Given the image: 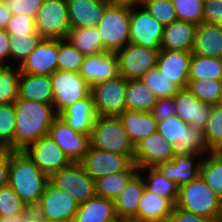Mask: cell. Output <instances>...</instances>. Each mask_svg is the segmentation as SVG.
Listing matches in <instances>:
<instances>
[{
	"label": "cell",
	"instance_id": "obj_24",
	"mask_svg": "<svg viewBox=\"0 0 222 222\" xmlns=\"http://www.w3.org/2000/svg\"><path fill=\"white\" fill-rule=\"evenodd\" d=\"M58 116L76 132L91 136L94 122L98 116L92 94L75 102Z\"/></svg>",
	"mask_w": 222,
	"mask_h": 222
},
{
	"label": "cell",
	"instance_id": "obj_50",
	"mask_svg": "<svg viewBox=\"0 0 222 222\" xmlns=\"http://www.w3.org/2000/svg\"><path fill=\"white\" fill-rule=\"evenodd\" d=\"M150 113L157 121H163L164 119L175 115L176 105L174 98L157 99Z\"/></svg>",
	"mask_w": 222,
	"mask_h": 222
},
{
	"label": "cell",
	"instance_id": "obj_59",
	"mask_svg": "<svg viewBox=\"0 0 222 222\" xmlns=\"http://www.w3.org/2000/svg\"><path fill=\"white\" fill-rule=\"evenodd\" d=\"M108 222H123V220L117 217L115 220H110Z\"/></svg>",
	"mask_w": 222,
	"mask_h": 222
},
{
	"label": "cell",
	"instance_id": "obj_12",
	"mask_svg": "<svg viewBox=\"0 0 222 222\" xmlns=\"http://www.w3.org/2000/svg\"><path fill=\"white\" fill-rule=\"evenodd\" d=\"M80 163L93 179L117 172L138 171V167L129 156L100 150L92 145Z\"/></svg>",
	"mask_w": 222,
	"mask_h": 222
},
{
	"label": "cell",
	"instance_id": "obj_13",
	"mask_svg": "<svg viewBox=\"0 0 222 222\" xmlns=\"http://www.w3.org/2000/svg\"><path fill=\"white\" fill-rule=\"evenodd\" d=\"M163 28L164 26L153 18L145 8L131 7L130 43L160 49Z\"/></svg>",
	"mask_w": 222,
	"mask_h": 222
},
{
	"label": "cell",
	"instance_id": "obj_2",
	"mask_svg": "<svg viewBox=\"0 0 222 222\" xmlns=\"http://www.w3.org/2000/svg\"><path fill=\"white\" fill-rule=\"evenodd\" d=\"M49 177L24 151L11 150L8 185L27 204L39 203Z\"/></svg>",
	"mask_w": 222,
	"mask_h": 222
},
{
	"label": "cell",
	"instance_id": "obj_56",
	"mask_svg": "<svg viewBox=\"0 0 222 222\" xmlns=\"http://www.w3.org/2000/svg\"><path fill=\"white\" fill-rule=\"evenodd\" d=\"M11 17L12 12L5 6L3 0H0V29H6Z\"/></svg>",
	"mask_w": 222,
	"mask_h": 222
},
{
	"label": "cell",
	"instance_id": "obj_26",
	"mask_svg": "<svg viewBox=\"0 0 222 222\" xmlns=\"http://www.w3.org/2000/svg\"><path fill=\"white\" fill-rule=\"evenodd\" d=\"M174 205L158 194L145 188L136 216L132 222H168Z\"/></svg>",
	"mask_w": 222,
	"mask_h": 222
},
{
	"label": "cell",
	"instance_id": "obj_9",
	"mask_svg": "<svg viewBox=\"0 0 222 222\" xmlns=\"http://www.w3.org/2000/svg\"><path fill=\"white\" fill-rule=\"evenodd\" d=\"M49 181L58 189L69 193L79 204L96 195L95 179L86 172L80 162H72L54 173Z\"/></svg>",
	"mask_w": 222,
	"mask_h": 222
},
{
	"label": "cell",
	"instance_id": "obj_19",
	"mask_svg": "<svg viewBox=\"0 0 222 222\" xmlns=\"http://www.w3.org/2000/svg\"><path fill=\"white\" fill-rule=\"evenodd\" d=\"M192 52L160 50L156 68L180 89H186L189 82V63Z\"/></svg>",
	"mask_w": 222,
	"mask_h": 222
},
{
	"label": "cell",
	"instance_id": "obj_21",
	"mask_svg": "<svg viewBox=\"0 0 222 222\" xmlns=\"http://www.w3.org/2000/svg\"><path fill=\"white\" fill-rule=\"evenodd\" d=\"M173 98L176 105L175 115L190 126L203 131L212 105L201 102L187 88L181 89Z\"/></svg>",
	"mask_w": 222,
	"mask_h": 222
},
{
	"label": "cell",
	"instance_id": "obj_3",
	"mask_svg": "<svg viewBox=\"0 0 222 222\" xmlns=\"http://www.w3.org/2000/svg\"><path fill=\"white\" fill-rule=\"evenodd\" d=\"M175 206L219 222L221 199L204 182L200 175L179 188L178 200Z\"/></svg>",
	"mask_w": 222,
	"mask_h": 222
},
{
	"label": "cell",
	"instance_id": "obj_27",
	"mask_svg": "<svg viewBox=\"0 0 222 222\" xmlns=\"http://www.w3.org/2000/svg\"><path fill=\"white\" fill-rule=\"evenodd\" d=\"M18 99L53 106V86L50 76L21 73L18 82Z\"/></svg>",
	"mask_w": 222,
	"mask_h": 222
},
{
	"label": "cell",
	"instance_id": "obj_22",
	"mask_svg": "<svg viewBox=\"0 0 222 222\" xmlns=\"http://www.w3.org/2000/svg\"><path fill=\"white\" fill-rule=\"evenodd\" d=\"M79 73L90 86L115 78L119 75L116 53L103 52L85 56Z\"/></svg>",
	"mask_w": 222,
	"mask_h": 222
},
{
	"label": "cell",
	"instance_id": "obj_49",
	"mask_svg": "<svg viewBox=\"0 0 222 222\" xmlns=\"http://www.w3.org/2000/svg\"><path fill=\"white\" fill-rule=\"evenodd\" d=\"M5 6L14 15H29L36 17L44 0H3Z\"/></svg>",
	"mask_w": 222,
	"mask_h": 222
},
{
	"label": "cell",
	"instance_id": "obj_55",
	"mask_svg": "<svg viewBox=\"0 0 222 222\" xmlns=\"http://www.w3.org/2000/svg\"><path fill=\"white\" fill-rule=\"evenodd\" d=\"M8 38L9 33L5 29H0V65H11L10 62H7V59H10Z\"/></svg>",
	"mask_w": 222,
	"mask_h": 222
},
{
	"label": "cell",
	"instance_id": "obj_28",
	"mask_svg": "<svg viewBox=\"0 0 222 222\" xmlns=\"http://www.w3.org/2000/svg\"><path fill=\"white\" fill-rule=\"evenodd\" d=\"M145 188L142 173L138 172L114 200L115 211L118 218L123 221H131L136 216L139 202Z\"/></svg>",
	"mask_w": 222,
	"mask_h": 222
},
{
	"label": "cell",
	"instance_id": "obj_30",
	"mask_svg": "<svg viewBox=\"0 0 222 222\" xmlns=\"http://www.w3.org/2000/svg\"><path fill=\"white\" fill-rule=\"evenodd\" d=\"M130 142L135 146L140 140L157 131V120L150 112L125 110L118 116Z\"/></svg>",
	"mask_w": 222,
	"mask_h": 222
},
{
	"label": "cell",
	"instance_id": "obj_45",
	"mask_svg": "<svg viewBox=\"0 0 222 222\" xmlns=\"http://www.w3.org/2000/svg\"><path fill=\"white\" fill-rule=\"evenodd\" d=\"M177 20L199 25L203 22L204 0H171Z\"/></svg>",
	"mask_w": 222,
	"mask_h": 222
},
{
	"label": "cell",
	"instance_id": "obj_31",
	"mask_svg": "<svg viewBox=\"0 0 222 222\" xmlns=\"http://www.w3.org/2000/svg\"><path fill=\"white\" fill-rule=\"evenodd\" d=\"M116 218L114 200L95 195L79 204L72 222H108Z\"/></svg>",
	"mask_w": 222,
	"mask_h": 222
},
{
	"label": "cell",
	"instance_id": "obj_5",
	"mask_svg": "<svg viewBox=\"0 0 222 222\" xmlns=\"http://www.w3.org/2000/svg\"><path fill=\"white\" fill-rule=\"evenodd\" d=\"M157 131L174 145V155L206 154L202 131L190 126L176 115L157 121Z\"/></svg>",
	"mask_w": 222,
	"mask_h": 222
},
{
	"label": "cell",
	"instance_id": "obj_46",
	"mask_svg": "<svg viewBox=\"0 0 222 222\" xmlns=\"http://www.w3.org/2000/svg\"><path fill=\"white\" fill-rule=\"evenodd\" d=\"M26 206L10 185L0 188V217L22 214Z\"/></svg>",
	"mask_w": 222,
	"mask_h": 222
},
{
	"label": "cell",
	"instance_id": "obj_14",
	"mask_svg": "<svg viewBox=\"0 0 222 222\" xmlns=\"http://www.w3.org/2000/svg\"><path fill=\"white\" fill-rule=\"evenodd\" d=\"M49 178L72 162L49 136H43L23 150Z\"/></svg>",
	"mask_w": 222,
	"mask_h": 222
},
{
	"label": "cell",
	"instance_id": "obj_37",
	"mask_svg": "<svg viewBox=\"0 0 222 222\" xmlns=\"http://www.w3.org/2000/svg\"><path fill=\"white\" fill-rule=\"evenodd\" d=\"M189 79L222 80V59L192 54Z\"/></svg>",
	"mask_w": 222,
	"mask_h": 222
},
{
	"label": "cell",
	"instance_id": "obj_17",
	"mask_svg": "<svg viewBox=\"0 0 222 222\" xmlns=\"http://www.w3.org/2000/svg\"><path fill=\"white\" fill-rule=\"evenodd\" d=\"M173 147L174 145L156 131L134 146L133 162L138 169L170 162L175 157Z\"/></svg>",
	"mask_w": 222,
	"mask_h": 222
},
{
	"label": "cell",
	"instance_id": "obj_60",
	"mask_svg": "<svg viewBox=\"0 0 222 222\" xmlns=\"http://www.w3.org/2000/svg\"><path fill=\"white\" fill-rule=\"evenodd\" d=\"M221 29H222V19H219V21L216 23Z\"/></svg>",
	"mask_w": 222,
	"mask_h": 222
},
{
	"label": "cell",
	"instance_id": "obj_42",
	"mask_svg": "<svg viewBox=\"0 0 222 222\" xmlns=\"http://www.w3.org/2000/svg\"><path fill=\"white\" fill-rule=\"evenodd\" d=\"M140 80L153 91L157 99L172 98L181 90L161 74L156 67L144 74Z\"/></svg>",
	"mask_w": 222,
	"mask_h": 222
},
{
	"label": "cell",
	"instance_id": "obj_23",
	"mask_svg": "<svg viewBox=\"0 0 222 222\" xmlns=\"http://www.w3.org/2000/svg\"><path fill=\"white\" fill-rule=\"evenodd\" d=\"M71 28L97 27L109 0H66Z\"/></svg>",
	"mask_w": 222,
	"mask_h": 222
},
{
	"label": "cell",
	"instance_id": "obj_7",
	"mask_svg": "<svg viewBox=\"0 0 222 222\" xmlns=\"http://www.w3.org/2000/svg\"><path fill=\"white\" fill-rule=\"evenodd\" d=\"M53 107L57 115L91 94V86L77 72L56 70L50 75Z\"/></svg>",
	"mask_w": 222,
	"mask_h": 222
},
{
	"label": "cell",
	"instance_id": "obj_10",
	"mask_svg": "<svg viewBox=\"0 0 222 222\" xmlns=\"http://www.w3.org/2000/svg\"><path fill=\"white\" fill-rule=\"evenodd\" d=\"M127 79L120 74L91 86L95 110L98 116H119L126 110Z\"/></svg>",
	"mask_w": 222,
	"mask_h": 222
},
{
	"label": "cell",
	"instance_id": "obj_52",
	"mask_svg": "<svg viewBox=\"0 0 222 222\" xmlns=\"http://www.w3.org/2000/svg\"><path fill=\"white\" fill-rule=\"evenodd\" d=\"M168 222H215L214 220L187 212L177 206L173 207Z\"/></svg>",
	"mask_w": 222,
	"mask_h": 222
},
{
	"label": "cell",
	"instance_id": "obj_20",
	"mask_svg": "<svg viewBox=\"0 0 222 222\" xmlns=\"http://www.w3.org/2000/svg\"><path fill=\"white\" fill-rule=\"evenodd\" d=\"M204 154L177 155L170 162L155 166L163 176L174 181L180 188L200 175Z\"/></svg>",
	"mask_w": 222,
	"mask_h": 222
},
{
	"label": "cell",
	"instance_id": "obj_40",
	"mask_svg": "<svg viewBox=\"0 0 222 222\" xmlns=\"http://www.w3.org/2000/svg\"><path fill=\"white\" fill-rule=\"evenodd\" d=\"M187 89L201 102L219 104L222 93V80L189 79Z\"/></svg>",
	"mask_w": 222,
	"mask_h": 222
},
{
	"label": "cell",
	"instance_id": "obj_51",
	"mask_svg": "<svg viewBox=\"0 0 222 222\" xmlns=\"http://www.w3.org/2000/svg\"><path fill=\"white\" fill-rule=\"evenodd\" d=\"M222 19V0H204L203 22L216 24Z\"/></svg>",
	"mask_w": 222,
	"mask_h": 222
},
{
	"label": "cell",
	"instance_id": "obj_61",
	"mask_svg": "<svg viewBox=\"0 0 222 222\" xmlns=\"http://www.w3.org/2000/svg\"><path fill=\"white\" fill-rule=\"evenodd\" d=\"M219 222H222V199H221V213H220V217H219Z\"/></svg>",
	"mask_w": 222,
	"mask_h": 222
},
{
	"label": "cell",
	"instance_id": "obj_53",
	"mask_svg": "<svg viewBox=\"0 0 222 222\" xmlns=\"http://www.w3.org/2000/svg\"><path fill=\"white\" fill-rule=\"evenodd\" d=\"M11 150L0 148V188L8 185Z\"/></svg>",
	"mask_w": 222,
	"mask_h": 222
},
{
	"label": "cell",
	"instance_id": "obj_63",
	"mask_svg": "<svg viewBox=\"0 0 222 222\" xmlns=\"http://www.w3.org/2000/svg\"><path fill=\"white\" fill-rule=\"evenodd\" d=\"M45 222H63V221H45Z\"/></svg>",
	"mask_w": 222,
	"mask_h": 222
},
{
	"label": "cell",
	"instance_id": "obj_6",
	"mask_svg": "<svg viewBox=\"0 0 222 222\" xmlns=\"http://www.w3.org/2000/svg\"><path fill=\"white\" fill-rule=\"evenodd\" d=\"M91 145L134 158V145L130 142L118 116H97L91 135Z\"/></svg>",
	"mask_w": 222,
	"mask_h": 222
},
{
	"label": "cell",
	"instance_id": "obj_36",
	"mask_svg": "<svg viewBox=\"0 0 222 222\" xmlns=\"http://www.w3.org/2000/svg\"><path fill=\"white\" fill-rule=\"evenodd\" d=\"M138 171H123L95 179L96 195L115 200Z\"/></svg>",
	"mask_w": 222,
	"mask_h": 222
},
{
	"label": "cell",
	"instance_id": "obj_29",
	"mask_svg": "<svg viewBox=\"0 0 222 222\" xmlns=\"http://www.w3.org/2000/svg\"><path fill=\"white\" fill-rule=\"evenodd\" d=\"M192 54L222 59V29L211 23L197 25Z\"/></svg>",
	"mask_w": 222,
	"mask_h": 222
},
{
	"label": "cell",
	"instance_id": "obj_43",
	"mask_svg": "<svg viewBox=\"0 0 222 222\" xmlns=\"http://www.w3.org/2000/svg\"><path fill=\"white\" fill-rule=\"evenodd\" d=\"M42 39L43 37L37 31L29 36H12L9 34L10 59H13V64L15 65V61L20 66Z\"/></svg>",
	"mask_w": 222,
	"mask_h": 222
},
{
	"label": "cell",
	"instance_id": "obj_39",
	"mask_svg": "<svg viewBox=\"0 0 222 222\" xmlns=\"http://www.w3.org/2000/svg\"><path fill=\"white\" fill-rule=\"evenodd\" d=\"M202 134L209 151H222V105L212 106Z\"/></svg>",
	"mask_w": 222,
	"mask_h": 222
},
{
	"label": "cell",
	"instance_id": "obj_16",
	"mask_svg": "<svg viewBox=\"0 0 222 222\" xmlns=\"http://www.w3.org/2000/svg\"><path fill=\"white\" fill-rule=\"evenodd\" d=\"M45 221L72 222L79 203L66 191L58 189L50 181L47 183L39 203Z\"/></svg>",
	"mask_w": 222,
	"mask_h": 222
},
{
	"label": "cell",
	"instance_id": "obj_11",
	"mask_svg": "<svg viewBox=\"0 0 222 222\" xmlns=\"http://www.w3.org/2000/svg\"><path fill=\"white\" fill-rule=\"evenodd\" d=\"M159 51L160 49L128 43L116 52L119 74L127 80L140 79L156 67Z\"/></svg>",
	"mask_w": 222,
	"mask_h": 222
},
{
	"label": "cell",
	"instance_id": "obj_47",
	"mask_svg": "<svg viewBox=\"0 0 222 222\" xmlns=\"http://www.w3.org/2000/svg\"><path fill=\"white\" fill-rule=\"evenodd\" d=\"M142 7L164 27L177 20L171 0H145Z\"/></svg>",
	"mask_w": 222,
	"mask_h": 222
},
{
	"label": "cell",
	"instance_id": "obj_25",
	"mask_svg": "<svg viewBox=\"0 0 222 222\" xmlns=\"http://www.w3.org/2000/svg\"><path fill=\"white\" fill-rule=\"evenodd\" d=\"M197 25L191 22L175 20L163 28L160 50H178L191 52Z\"/></svg>",
	"mask_w": 222,
	"mask_h": 222
},
{
	"label": "cell",
	"instance_id": "obj_35",
	"mask_svg": "<svg viewBox=\"0 0 222 222\" xmlns=\"http://www.w3.org/2000/svg\"><path fill=\"white\" fill-rule=\"evenodd\" d=\"M200 176L222 199V151H208L202 161Z\"/></svg>",
	"mask_w": 222,
	"mask_h": 222
},
{
	"label": "cell",
	"instance_id": "obj_44",
	"mask_svg": "<svg viewBox=\"0 0 222 222\" xmlns=\"http://www.w3.org/2000/svg\"><path fill=\"white\" fill-rule=\"evenodd\" d=\"M15 128L14 103L0 105V148L14 151Z\"/></svg>",
	"mask_w": 222,
	"mask_h": 222
},
{
	"label": "cell",
	"instance_id": "obj_33",
	"mask_svg": "<svg viewBox=\"0 0 222 222\" xmlns=\"http://www.w3.org/2000/svg\"><path fill=\"white\" fill-rule=\"evenodd\" d=\"M66 39L85 56L106 52L97 27L71 28Z\"/></svg>",
	"mask_w": 222,
	"mask_h": 222
},
{
	"label": "cell",
	"instance_id": "obj_32",
	"mask_svg": "<svg viewBox=\"0 0 222 222\" xmlns=\"http://www.w3.org/2000/svg\"><path fill=\"white\" fill-rule=\"evenodd\" d=\"M157 101L153 91L140 79H128L125 94L126 109L150 112Z\"/></svg>",
	"mask_w": 222,
	"mask_h": 222
},
{
	"label": "cell",
	"instance_id": "obj_41",
	"mask_svg": "<svg viewBox=\"0 0 222 222\" xmlns=\"http://www.w3.org/2000/svg\"><path fill=\"white\" fill-rule=\"evenodd\" d=\"M85 55L73 46L67 39H58L57 70L79 73Z\"/></svg>",
	"mask_w": 222,
	"mask_h": 222
},
{
	"label": "cell",
	"instance_id": "obj_1",
	"mask_svg": "<svg viewBox=\"0 0 222 222\" xmlns=\"http://www.w3.org/2000/svg\"><path fill=\"white\" fill-rule=\"evenodd\" d=\"M14 110V151H23L48 135L53 120L58 116L52 105L29 100L17 99Z\"/></svg>",
	"mask_w": 222,
	"mask_h": 222
},
{
	"label": "cell",
	"instance_id": "obj_8",
	"mask_svg": "<svg viewBox=\"0 0 222 222\" xmlns=\"http://www.w3.org/2000/svg\"><path fill=\"white\" fill-rule=\"evenodd\" d=\"M35 25L45 39H66L71 30L66 0H44Z\"/></svg>",
	"mask_w": 222,
	"mask_h": 222
},
{
	"label": "cell",
	"instance_id": "obj_62",
	"mask_svg": "<svg viewBox=\"0 0 222 222\" xmlns=\"http://www.w3.org/2000/svg\"><path fill=\"white\" fill-rule=\"evenodd\" d=\"M219 104L222 105V93H221V98H220Z\"/></svg>",
	"mask_w": 222,
	"mask_h": 222
},
{
	"label": "cell",
	"instance_id": "obj_57",
	"mask_svg": "<svg viewBox=\"0 0 222 222\" xmlns=\"http://www.w3.org/2000/svg\"><path fill=\"white\" fill-rule=\"evenodd\" d=\"M111 4L128 6V7H139L143 5L145 0H109Z\"/></svg>",
	"mask_w": 222,
	"mask_h": 222
},
{
	"label": "cell",
	"instance_id": "obj_15",
	"mask_svg": "<svg viewBox=\"0 0 222 222\" xmlns=\"http://www.w3.org/2000/svg\"><path fill=\"white\" fill-rule=\"evenodd\" d=\"M48 135L71 162H80L91 145L90 135L76 132L59 116L53 120Z\"/></svg>",
	"mask_w": 222,
	"mask_h": 222
},
{
	"label": "cell",
	"instance_id": "obj_34",
	"mask_svg": "<svg viewBox=\"0 0 222 222\" xmlns=\"http://www.w3.org/2000/svg\"><path fill=\"white\" fill-rule=\"evenodd\" d=\"M147 172V176L143 180L145 187L150 192L167 198L174 206L178 200V185L171 180L166 179L156 167H146L138 169V172ZM148 170V171H147Z\"/></svg>",
	"mask_w": 222,
	"mask_h": 222
},
{
	"label": "cell",
	"instance_id": "obj_58",
	"mask_svg": "<svg viewBox=\"0 0 222 222\" xmlns=\"http://www.w3.org/2000/svg\"><path fill=\"white\" fill-rule=\"evenodd\" d=\"M0 222H22V216L19 214L17 216L0 217Z\"/></svg>",
	"mask_w": 222,
	"mask_h": 222
},
{
	"label": "cell",
	"instance_id": "obj_38",
	"mask_svg": "<svg viewBox=\"0 0 222 222\" xmlns=\"http://www.w3.org/2000/svg\"><path fill=\"white\" fill-rule=\"evenodd\" d=\"M19 65H0V105L14 103L18 99Z\"/></svg>",
	"mask_w": 222,
	"mask_h": 222
},
{
	"label": "cell",
	"instance_id": "obj_18",
	"mask_svg": "<svg viewBox=\"0 0 222 222\" xmlns=\"http://www.w3.org/2000/svg\"><path fill=\"white\" fill-rule=\"evenodd\" d=\"M58 40L43 38L19 66L21 73L50 76L57 70Z\"/></svg>",
	"mask_w": 222,
	"mask_h": 222
},
{
	"label": "cell",
	"instance_id": "obj_54",
	"mask_svg": "<svg viewBox=\"0 0 222 222\" xmlns=\"http://www.w3.org/2000/svg\"><path fill=\"white\" fill-rule=\"evenodd\" d=\"M22 222H45L42 207L36 204H29L21 214Z\"/></svg>",
	"mask_w": 222,
	"mask_h": 222
},
{
	"label": "cell",
	"instance_id": "obj_4",
	"mask_svg": "<svg viewBox=\"0 0 222 222\" xmlns=\"http://www.w3.org/2000/svg\"><path fill=\"white\" fill-rule=\"evenodd\" d=\"M131 7L109 3L97 24L106 52L116 53L130 43Z\"/></svg>",
	"mask_w": 222,
	"mask_h": 222
},
{
	"label": "cell",
	"instance_id": "obj_48",
	"mask_svg": "<svg viewBox=\"0 0 222 222\" xmlns=\"http://www.w3.org/2000/svg\"><path fill=\"white\" fill-rule=\"evenodd\" d=\"M12 36H29L36 30L35 18L29 15H14L5 29Z\"/></svg>",
	"mask_w": 222,
	"mask_h": 222
}]
</instances>
